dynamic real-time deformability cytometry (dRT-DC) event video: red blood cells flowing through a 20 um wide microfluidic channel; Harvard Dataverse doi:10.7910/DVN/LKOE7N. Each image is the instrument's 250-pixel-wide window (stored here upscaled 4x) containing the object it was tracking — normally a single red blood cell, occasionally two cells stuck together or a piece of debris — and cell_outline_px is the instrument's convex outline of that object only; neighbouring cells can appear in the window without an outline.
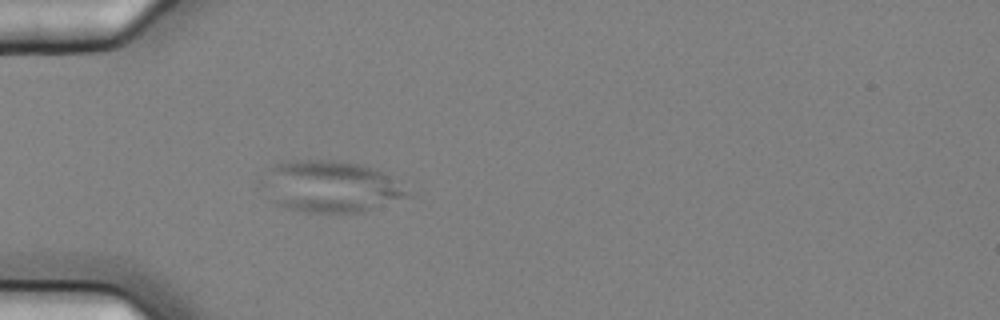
{"species": "common noctule bat (a hibernating species)", "species_latin": "Nyctalus noctula", "temperature_condition": "cold", "stored_images_in_passage": 6, "camera_frame_rate_fps": 3000, "um_per_image_px": 0.085, "animal": {"sex": "female", "body_mass_g": 25.1}, "frame": {"image": 1, "passage_image": 6, "time_ms": 1.667, "image_size_px": [1000, 320], "cell_outline_px": [[416, 196], [360, 212], [308, 212], [288, 208], [276, 204], [272, 172], [272, 168], [276, 164], [300, 160], [332, 160], [360, 164], [372, 168], [380, 172]], "centroid_in_image_um": [28.34, 15.88], "position_along_channel_um": 56.7, "area_um2": 41.1}}